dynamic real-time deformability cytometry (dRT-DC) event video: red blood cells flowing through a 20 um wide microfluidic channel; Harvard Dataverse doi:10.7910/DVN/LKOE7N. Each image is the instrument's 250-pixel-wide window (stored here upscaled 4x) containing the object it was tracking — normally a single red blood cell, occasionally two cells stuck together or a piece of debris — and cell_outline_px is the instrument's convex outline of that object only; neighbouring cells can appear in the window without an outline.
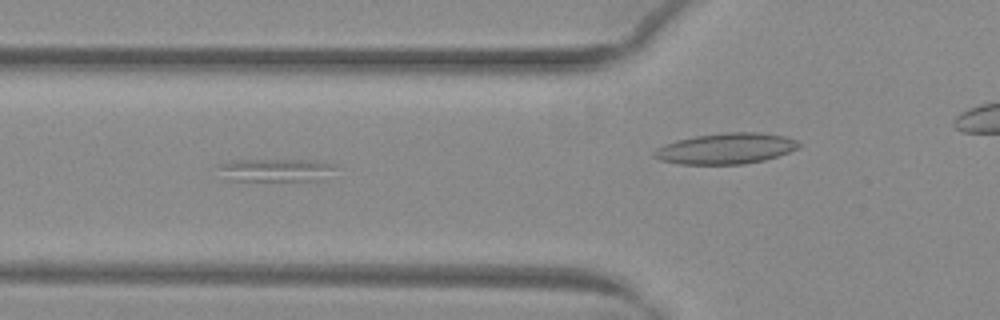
{"species": "common noctule bat (a hibernating species)", "species_latin": "Nyctalus noctula", "temperature_condition": "warm", "stored_images_in_passage": 46, "camera_frame_rate_fps": 3000, "um_per_image_px": 0.085, "animal": {"sex": "female", "body_mass_g": 29.2, "forearm_length_mm": 56.3}, "frame": {"image": 1, "passage_image": 13, "time_ms": 4.0, "image_size_px": [1000, 320], "cell_outline_px": [[336, 164], [324, 180], [224, 180], [216, 164], [232, 160], [316, 160]], "centroid_in_image_um": [23.38, 14.45], "position_along_channel_um": 102.4, "area_um2": 15.66}}
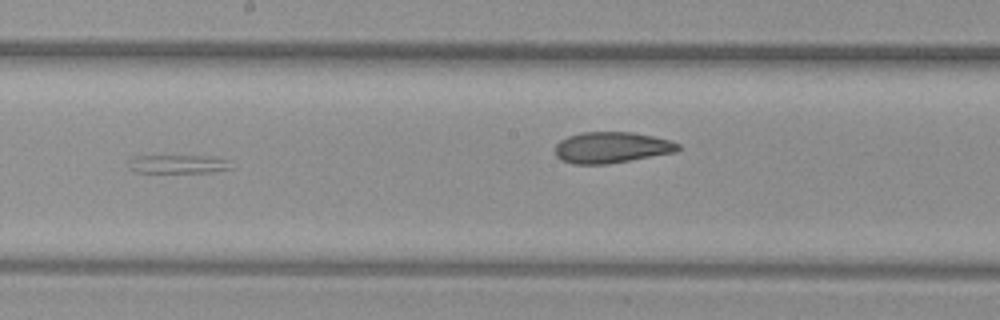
{"frame": {"image": 2, "passage_image": 23, "time_ms": 7.333, "image_size_px": [1000, 320], "cell_outline_px": [[232, 168], [212, 172], [136, 172], [128, 168], [128, 160], [132, 156], [212, 156], [228, 160]], "centroid_in_image_um": [15.1, 13.94], "position_along_channel_um": 233.1, "area_um2": 11.1}}
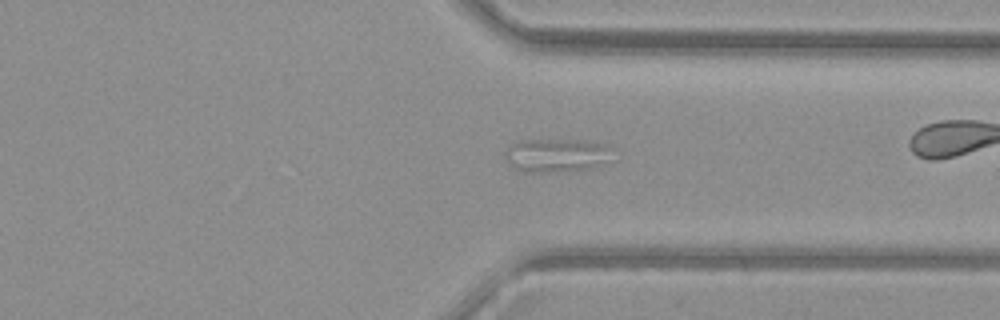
{"frame": {"image": 3, "passage_image": 33, "time_ms": 10.667, "image_size_px": [1000, 320], "cell_outline_px": [[608, 160], [592, 168], [564, 172], [524, 172], [512, 168], [508, 164], [504, 156], [504, 152], [512, 144], [520, 140], [576, 140], [608, 144]], "centroid_in_image_um": [47.21, 13.22], "position_along_channel_um": 364.2, "area_um2": 20.98}}